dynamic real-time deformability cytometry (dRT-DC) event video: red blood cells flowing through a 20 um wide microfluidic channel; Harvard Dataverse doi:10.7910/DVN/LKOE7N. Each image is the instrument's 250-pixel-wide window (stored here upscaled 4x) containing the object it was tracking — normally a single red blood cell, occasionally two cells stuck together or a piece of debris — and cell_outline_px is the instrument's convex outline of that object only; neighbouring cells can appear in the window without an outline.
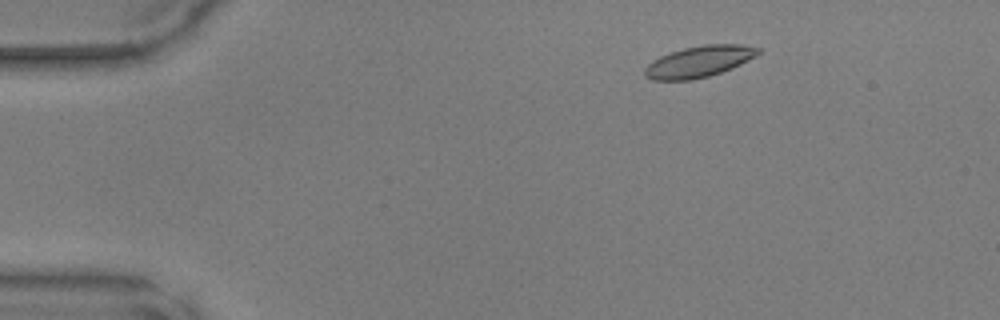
{"species": "common noctule bat (a hibernating species)", "species_latin": "Nyctalus noctula", "temperature_condition": "warm", "stored_images_in_passage": 42, "camera_frame_rate_fps": 3000, "um_per_image_px": 0.085, "animal": {"sex": "male", "body_mass_g": 17.9, "forearm_length_mm": 54.2}, "frame": {"image": 1, "passage_image": 1, "time_ms": 0.0, "image_size_px": [1000, 320], "cell_outline_px": [[760, 52], [756, 56], [732, 68], [708, 76], [692, 80], [652, 80], [644, 76], [644, 68], [652, 60], [660, 56], [684, 48], [704, 44], [740, 44], [760, 48]], "centroid_in_image_um": [59.4, 5.23], "position_along_channel_um": 25.6, "area_um2": 20.63}}
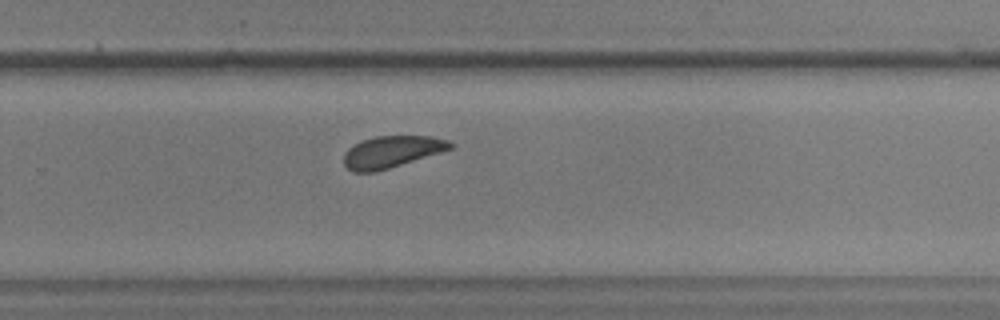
{"frame": {"image": 2, "passage_image": 26, "time_ms": 8.333, "image_size_px": [1000, 320], "cell_outline_px": [[456, 144], [452, 148], [440, 152], [376, 172], [352, 172], [344, 164], [344, 152], [348, 148], [360, 140], [376, 136], [432, 136], [448, 140]], "centroid_in_image_um": [33.27, 12.89], "position_along_channel_um": 296.5, "area_um2": 19.71}}
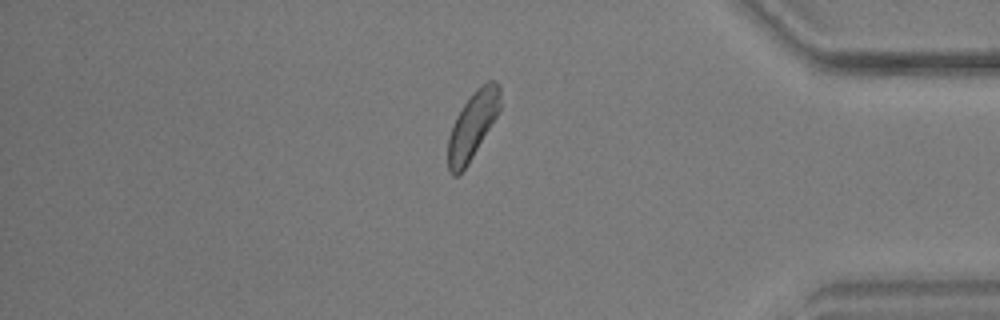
{"frame": {"image": 3, "passage_image": 35, "time_ms": 11.333, "image_size_px": [1000, 320], "cell_outline_px": [[500, 112], [468, 164], [456, 176], [452, 176], [448, 172], [448, 136], [456, 116], [464, 104], [476, 88], [480, 84], [488, 80], [496, 80], [500, 84]], "centroid_in_image_um": [40.18, 10.63], "position_along_channel_um": 395.0, "area_um2": 20.58}}